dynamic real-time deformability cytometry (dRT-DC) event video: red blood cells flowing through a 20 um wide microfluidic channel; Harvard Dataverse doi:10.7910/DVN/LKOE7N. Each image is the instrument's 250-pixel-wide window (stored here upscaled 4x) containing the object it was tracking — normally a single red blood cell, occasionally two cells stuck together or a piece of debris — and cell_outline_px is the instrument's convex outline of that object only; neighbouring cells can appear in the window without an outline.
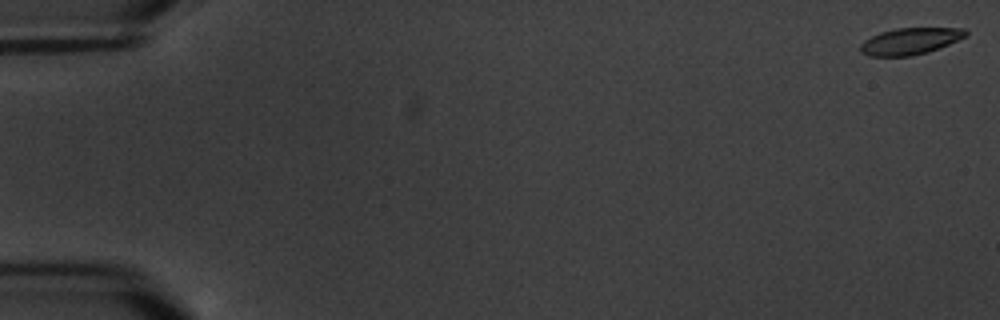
{"species": "common noctule bat (a hibernating species)", "species_latin": "Nyctalus noctula", "temperature_condition": "warm", "stored_images_in_passage": 4, "camera_frame_rate_fps": 3000, "um_per_image_px": 0.085, "animal": {"sex": "male", "body_mass_g": 20.1, "forearm_length_mm": 53.5}, "frame": {"image": 1, "passage_image": 1, "time_ms": 0.0, "image_size_px": [1000, 320], "cell_outline_px": [[968, 36], [928, 52], [912, 56], [868, 56], [860, 52], [860, 44], [864, 40], [880, 32], [896, 28], [964, 28], [968, 32]], "centroid_in_image_um": [77.36, 3.5], "position_along_channel_um": 7.6, "area_um2": 16.42}}